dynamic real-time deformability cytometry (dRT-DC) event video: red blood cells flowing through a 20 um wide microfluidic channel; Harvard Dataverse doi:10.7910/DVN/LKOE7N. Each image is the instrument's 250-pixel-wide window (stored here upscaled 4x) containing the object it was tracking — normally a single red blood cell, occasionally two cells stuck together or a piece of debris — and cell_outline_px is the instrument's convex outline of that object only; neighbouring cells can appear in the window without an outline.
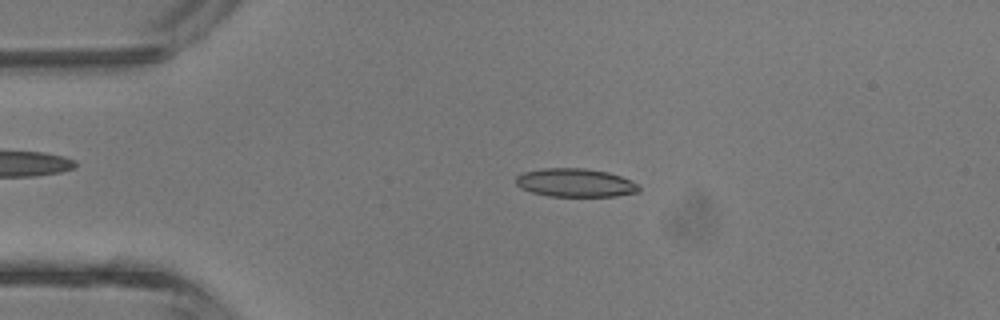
{"species": "common noctule bat (a hibernating species)", "species_latin": "Nyctalus noctula", "temperature_condition": "room temperature", "stored_images_in_passage": 42, "camera_frame_rate_fps": 3000, "um_per_image_px": 0.085, "animal": {"sex": "male", "body_mass_g": 13.3}, "frame": {"image": 1, "passage_image": 9, "time_ms": 2.667, "image_size_px": [1000, 320], "cell_outline_px": [[640, 192], [616, 196], [548, 196], [532, 192], [520, 188], [516, 184], [516, 176], [524, 172], [544, 168], [584, 168], [608, 172], [632, 180], [640, 184]], "centroid_in_image_um": [48.94, 15.53], "position_along_channel_um": 36.1, "area_um2": 20.52}}
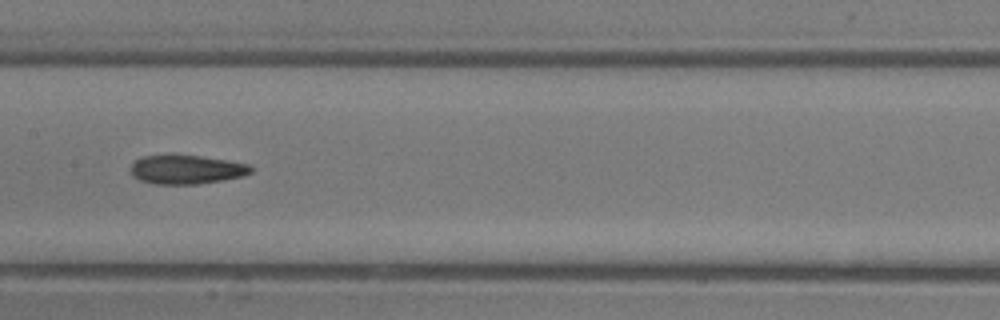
{"frame": {"image": 2, "passage_image": 21, "time_ms": 6.667, "image_size_px": [1000, 320], "cell_outline_px": [[252, 172], [240, 176], [220, 180], [196, 184], [152, 184], [140, 180], [132, 176], [128, 168], [140, 156], [200, 156], [228, 160], [248, 164], [252, 168]], "centroid_in_image_um": [15.79, 14.42], "position_along_channel_um": 191.6, "area_um2": 20.06}}
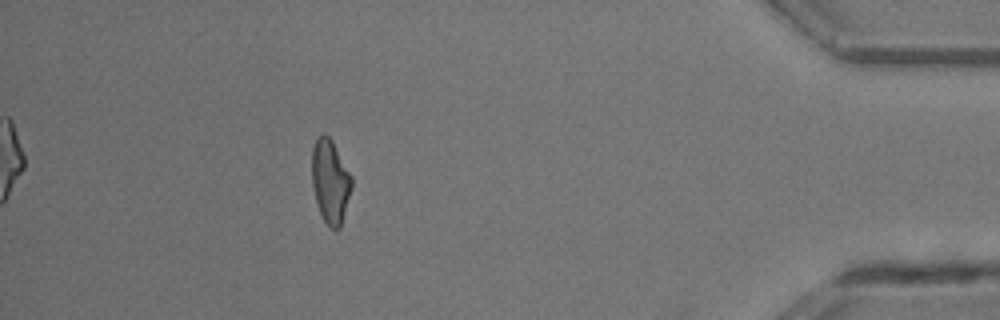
{"frame": {"image": 3, "passage_image": 38, "time_ms": 12.333, "image_size_px": [1000, 320], "cell_outline_px": [[352, 188], [340, 228], [332, 228], [324, 220], [316, 204], [312, 184], [312, 148], [316, 136], [324, 132], [332, 140], [352, 176]], "centroid_in_image_um": [28.06, 15.36], "position_along_channel_um": 407.1, "area_um2": 19.48}, "authors_computed_cell_mechanics": {"area_um2": 20.3167, "velocity_mm_per_s": 4.7825, "shape_relaxation_time_tau1_ms": 3.7498, "shape_relaxation_time_tau2_ms": 2.7785, "deformation_change_tau1": 0.1579, "deformation_change_tau2": 0.1275}}